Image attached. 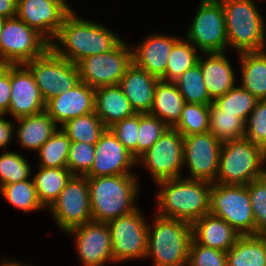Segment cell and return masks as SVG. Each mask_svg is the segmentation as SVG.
<instances>
[{
  "label": "cell",
  "mask_w": 266,
  "mask_h": 266,
  "mask_svg": "<svg viewBox=\"0 0 266 266\" xmlns=\"http://www.w3.org/2000/svg\"><path fill=\"white\" fill-rule=\"evenodd\" d=\"M209 213L225 220L241 236L255 235V221L246 185L212 183Z\"/></svg>",
  "instance_id": "8"
},
{
  "label": "cell",
  "mask_w": 266,
  "mask_h": 266,
  "mask_svg": "<svg viewBox=\"0 0 266 266\" xmlns=\"http://www.w3.org/2000/svg\"><path fill=\"white\" fill-rule=\"evenodd\" d=\"M72 10L64 19L56 39L50 42V49L59 57L77 64L80 60L114 49L123 39L117 37L100 23L77 18ZM66 50V51H65Z\"/></svg>",
  "instance_id": "1"
},
{
  "label": "cell",
  "mask_w": 266,
  "mask_h": 266,
  "mask_svg": "<svg viewBox=\"0 0 266 266\" xmlns=\"http://www.w3.org/2000/svg\"><path fill=\"white\" fill-rule=\"evenodd\" d=\"M71 142H84L95 145L107 127L95 112L67 121L61 127Z\"/></svg>",
  "instance_id": "31"
},
{
  "label": "cell",
  "mask_w": 266,
  "mask_h": 266,
  "mask_svg": "<svg viewBox=\"0 0 266 266\" xmlns=\"http://www.w3.org/2000/svg\"><path fill=\"white\" fill-rule=\"evenodd\" d=\"M226 253L227 266H266V235L240 236Z\"/></svg>",
  "instance_id": "29"
},
{
  "label": "cell",
  "mask_w": 266,
  "mask_h": 266,
  "mask_svg": "<svg viewBox=\"0 0 266 266\" xmlns=\"http://www.w3.org/2000/svg\"><path fill=\"white\" fill-rule=\"evenodd\" d=\"M159 79L132 63L119 86L136 113H150Z\"/></svg>",
  "instance_id": "22"
},
{
  "label": "cell",
  "mask_w": 266,
  "mask_h": 266,
  "mask_svg": "<svg viewBox=\"0 0 266 266\" xmlns=\"http://www.w3.org/2000/svg\"><path fill=\"white\" fill-rule=\"evenodd\" d=\"M197 48L183 40H178L168 57L166 72L161 79L166 82L176 81L186 70L198 63Z\"/></svg>",
  "instance_id": "34"
},
{
  "label": "cell",
  "mask_w": 266,
  "mask_h": 266,
  "mask_svg": "<svg viewBox=\"0 0 266 266\" xmlns=\"http://www.w3.org/2000/svg\"><path fill=\"white\" fill-rule=\"evenodd\" d=\"M148 226L146 257H154L155 266H186L192 240V224L157 215Z\"/></svg>",
  "instance_id": "4"
},
{
  "label": "cell",
  "mask_w": 266,
  "mask_h": 266,
  "mask_svg": "<svg viewBox=\"0 0 266 266\" xmlns=\"http://www.w3.org/2000/svg\"><path fill=\"white\" fill-rule=\"evenodd\" d=\"M0 191L9 203L24 212L44 207L38 199L33 179L3 185Z\"/></svg>",
  "instance_id": "38"
},
{
  "label": "cell",
  "mask_w": 266,
  "mask_h": 266,
  "mask_svg": "<svg viewBox=\"0 0 266 266\" xmlns=\"http://www.w3.org/2000/svg\"><path fill=\"white\" fill-rule=\"evenodd\" d=\"M49 49L50 42L17 16L5 19L0 36V65H23Z\"/></svg>",
  "instance_id": "7"
},
{
  "label": "cell",
  "mask_w": 266,
  "mask_h": 266,
  "mask_svg": "<svg viewBox=\"0 0 266 266\" xmlns=\"http://www.w3.org/2000/svg\"><path fill=\"white\" fill-rule=\"evenodd\" d=\"M184 136L174 128L167 129L157 142L137 161L145 164L157 182L181 177Z\"/></svg>",
  "instance_id": "14"
},
{
  "label": "cell",
  "mask_w": 266,
  "mask_h": 266,
  "mask_svg": "<svg viewBox=\"0 0 266 266\" xmlns=\"http://www.w3.org/2000/svg\"><path fill=\"white\" fill-rule=\"evenodd\" d=\"M0 266H25V264L23 265L22 263L19 262H13V261H8V262H3Z\"/></svg>",
  "instance_id": "49"
},
{
  "label": "cell",
  "mask_w": 266,
  "mask_h": 266,
  "mask_svg": "<svg viewBox=\"0 0 266 266\" xmlns=\"http://www.w3.org/2000/svg\"><path fill=\"white\" fill-rule=\"evenodd\" d=\"M245 122L235 114L224 113L210 104L209 132L221 142L245 137Z\"/></svg>",
  "instance_id": "32"
},
{
  "label": "cell",
  "mask_w": 266,
  "mask_h": 266,
  "mask_svg": "<svg viewBox=\"0 0 266 266\" xmlns=\"http://www.w3.org/2000/svg\"><path fill=\"white\" fill-rule=\"evenodd\" d=\"M137 162V159L107 128L95 144L94 163L85 176L102 177L131 174L128 168Z\"/></svg>",
  "instance_id": "17"
},
{
  "label": "cell",
  "mask_w": 266,
  "mask_h": 266,
  "mask_svg": "<svg viewBox=\"0 0 266 266\" xmlns=\"http://www.w3.org/2000/svg\"><path fill=\"white\" fill-rule=\"evenodd\" d=\"M95 113L107 128L136 114L119 85L95 89Z\"/></svg>",
  "instance_id": "25"
},
{
  "label": "cell",
  "mask_w": 266,
  "mask_h": 266,
  "mask_svg": "<svg viewBox=\"0 0 266 266\" xmlns=\"http://www.w3.org/2000/svg\"><path fill=\"white\" fill-rule=\"evenodd\" d=\"M16 0H0V16L11 18L16 16Z\"/></svg>",
  "instance_id": "48"
},
{
  "label": "cell",
  "mask_w": 266,
  "mask_h": 266,
  "mask_svg": "<svg viewBox=\"0 0 266 266\" xmlns=\"http://www.w3.org/2000/svg\"><path fill=\"white\" fill-rule=\"evenodd\" d=\"M24 65L32 73L45 103L80 82L77 64L57 56L51 49Z\"/></svg>",
  "instance_id": "9"
},
{
  "label": "cell",
  "mask_w": 266,
  "mask_h": 266,
  "mask_svg": "<svg viewBox=\"0 0 266 266\" xmlns=\"http://www.w3.org/2000/svg\"><path fill=\"white\" fill-rule=\"evenodd\" d=\"M246 186L255 221V235H266V175Z\"/></svg>",
  "instance_id": "41"
},
{
  "label": "cell",
  "mask_w": 266,
  "mask_h": 266,
  "mask_svg": "<svg viewBox=\"0 0 266 266\" xmlns=\"http://www.w3.org/2000/svg\"><path fill=\"white\" fill-rule=\"evenodd\" d=\"M258 99L242 87L234 86L225 95L216 98L213 103L224 113L235 114L244 122L255 107Z\"/></svg>",
  "instance_id": "37"
},
{
  "label": "cell",
  "mask_w": 266,
  "mask_h": 266,
  "mask_svg": "<svg viewBox=\"0 0 266 266\" xmlns=\"http://www.w3.org/2000/svg\"><path fill=\"white\" fill-rule=\"evenodd\" d=\"M45 111L61 126L72 118L95 112V89L80 81L45 103Z\"/></svg>",
  "instance_id": "20"
},
{
  "label": "cell",
  "mask_w": 266,
  "mask_h": 266,
  "mask_svg": "<svg viewBox=\"0 0 266 266\" xmlns=\"http://www.w3.org/2000/svg\"><path fill=\"white\" fill-rule=\"evenodd\" d=\"M178 38L163 35L148 36L132 48V61L139 68L161 80L166 72L168 57Z\"/></svg>",
  "instance_id": "21"
},
{
  "label": "cell",
  "mask_w": 266,
  "mask_h": 266,
  "mask_svg": "<svg viewBox=\"0 0 266 266\" xmlns=\"http://www.w3.org/2000/svg\"><path fill=\"white\" fill-rule=\"evenodd\" d=\"M190 43L203 53H222L226 49L225 14L219 0H201L189 32Z\"/></svg>",
  "instance_id": "11"
},
{
  "label": "cell",
  "mask_w": 266,
  "mask_h": 266,
  "mask_svg": "<svg viewBox=\"0 0 266 266\" xmlns=\"http://www.w3.org/2000/svg\"><path fill=\"white\" fill-rule=\"evenodd\" d=\"M140 212L136 209L128 215L107 222L114 261L145 258L148 225Z\"/></svg>",
  "instance_id": "13"
},
{
  "label": "cell",
  "mask_w": 266,
  "mask_h": 266,
  "mask_svg": "<svg viewBox=\"0 0 266 266\" xmlns=\"http://www.w3.org/2000/svg\"><path fill=\"white\" fill-rule=\"evenodd\" d=\"M157 184L163 188L157 195L158 215L193 224L209 214L211 182L180 177Z\"/></svg>",
  "instance_id": "2"
},
{
  "label": "cell",
  "mask_w": 266,
  "mask_h": 266,
  "mask_svg": "<svg viewBox=\"0 0 266 266\" xmlns=\"http://www.w3.org/2000/svg\"><path fill=\"white\" fill-rule=\"evenodd\" d=\"M132 175L87 177L90 209L94 222L107 223L137 209L132 203L138 194V182Z\"/></svg>",
  "instance_id": "3"
},
{
  "label": "cell",
  "mask_w": 266,
  "mask_h": 266,
  "mask_svg": "<svg viewBox=\"0 0 266 266\" xmlns=\"http://www.w3.org/2000/svg\"><path fill=\"white\" fill-rule=\"evenodd\" d=\"M4 21H5V18L0 16V36H1V30H2V26H3Z\"/></svg>",
  "instance_id": "50"
},
{
  "label": "cell",
  "mask_w": 266,
  "mask_h": 266,
  "mask_svg": "<svg viewBox=\"0 0 266 266\" xmlns=\"http://www.w3.org/2000/svg\"><path fill=\"white\" fill-rule=\"evenodd\" d=\"M71 11L64 0H18L16 5V16L49 42Z\"/></svg>",
  "instance_id": "16"
},
{
  "label": "cell",
  "mask_w": 266,
  "mask_h": 266,
  "mask_svg": "<svg viewBox=\"0 0 266 266\" xmlns=\"http://www.w3.org/2000/svg\"><path fill=\"white\" fill-rule=\"evenodd\" d=\"M39 167L40 170L33 177V181L39 201L44 207H49L73 175L67 167Z\"/></svg>",
  "instance_id": "30"
},
{
  "label": "cell",
  "mask_w": 266,
  "mask_h": 266,
  "mask_svg": "<svg viewBox=\"0 0 266 266\" xmlns=\"http://www.w3.org/2000/svg\"><path fill=\"white\" fill-rule=\"evenodd\" d=\"M14 125L10 121L4 120L0 115V148L6 147L11 140Z\"/></svg>",
  "instance_id": "47"
},
{
  "label": "cell",
  "mask_w": 266,
  "mask_h": 266,
  "mask_svg": "<svg viewBox=\"0 0 266 266\" xmlns=\"http://www.w3.org/2000/svg\"><path fill=\"white\" fill-rule=\"evenodd\" d=\"M71 140L60 129L38 149L41 167L63 168L67 167Z\"/></svg>",
  "instance_id": "36"
},
{
  "label": "cell",
  "mask_w": 266,
  "mask_h": 266,
  "mask_svg": "<svg viewBox=\"0 0 266 266\" xmlns=\"http://www.w3.org/2000/svg\"><path fill=\"white\" fill-rule=\"evenodd\" d=\"M210 104L186 103L173 127L184 137L209 132Z\"/></svg>",
  "instance_id": "33"
},
{
  "label": "cell",
  "mask_w": 266,
  "mask_h": 266,
  "mask_svg": "<svg viewBox=\"0 0 266 266\" xmlns=\"http://www.w3.org/2000/svg\"><path fill=\"white\" fill-rule=\"evenodd\" d=\"M94 158L95 145L84 142H71L67 168L72 175L85 176L91 170Z\"/></svg>",
  "instance_id": "42"
},
{
  "label": "cell",
  "mask_w": 266,
  "mask_h": 266,
  "mask_svg": "<svg viewBox=\"0 0 266 266\" xmlns=\"http://www.w3.org/2000/svg\"><path fill=\"white\" fill-rule=\"evenodd\" d=\"M266 151L245 137L222 142L217 184L247 185L265 176Z\"/></svg>",
  "instance_id": "5"
},
{
  "label": "cell",
  "mask_w": 266,
  "mask_h": 266,
  "mask_svg": "<svg viewBox=\"0 0 266 266\" xmlns=\"http://www.w3.org/2000/svg\"><path fill=\"white\" fill-rule=\"evenodd\" d=\"M222 142L210 133L184 137L183 165L189 166V179L214 183L219 169Z\"/></svg>",
  "instance_id": "15"
},
{
  "label": "cell",
  "mask_w": 266,
  "mask_h": 266,
  "mask_svg": "<svg viewBox=\"0 0 266 266\" xmlns=\"http://www.w3.org/2000/svg\"><path fill=\"white\" fill-rule=\"evenodd\" d=\"M186 102L174 82L159 80L155 87L151 115L173 128L180 120Z\"/></svg>",
  "instance_id": "26"
},
{
  "label": "cell",
  "mask_w": 266,
  "mask_h": 266,
  "mask_svg": "<svg viewBox=\"0 0 266 266\" xmlns=\"http://www.w3.org/2000/svg\"><path fill=\"white\" fill-rule=\"evenodd\" d=\"M245 121V138L266 151V100H258Z\"/></svg>",
  "instance_id": "43"
},
{
  "label": "cell",
  "mask_w": 266,
  "mask_h": 266,
  "mask_svg": "<svg viewBox=\"0 0 266 266\" xmlns=\"http://www.w3.org/2000/svg\"><path fill=\"white\" fill-rule=\"evenodd\" d=\"M241 87L258 100H266V52H241Z\"/></svg>",
  "instance_id": "28"
},
{
  "label": "cell",
  "mask_w": 266,
  "mask_h": 266,
  "mask_svg": "<svg viewBox=\"0 0 266 266\" xmlns=\"http://www.w3.org/2000/svg\"><path fill=\"white\" fill-rule=\"evenodd\" d=\"M66 233L75 234L76 247L84 266H101L107 261H114L107 223L92 221Z\"/></svg>",
  "instance_id": "18"
},
{
  "label": "cell",
  "mask_w": 266,
  "mask_h": 266,
  "mask_svg": "<svg viewBox=\"0 0 266 266\" xmlns=\"http://www.w3.org/2000/svg\"><path fill=\"white\" fill-rule=\"evenodd\" d=\"M121 41L114 49L86 57L77 63L80 81L91 88L119 85L127 68L133 63L132 48Z\"/></svg>",
  "instance_id": "10"
},
{
  "label": "cell",
  "mask_w": 266,
  "mask_h": 266,
  "mask_svg": "<svg viewBox=\"0 0 266 266\" xmlns=\"http://www.w3.org/2000/svg\"><path fill=\"white\" fill-rule=\"evenodd\" d=\"M139 113L113 124L109 129L125 148L137 159Z\"/></svg>",
  "instance_id": "45"
},
{
  "label": "cell",
  "mask_w": 266,
  "mask_h": 266,
  "mask_svg": "<svg viewBox=\"0 0 266 266\" xmlns=\"http://www.w3.org/2000/svg\"><path fill=\"white\" fill-rule=\"evenodd\" d=\"M241 235L225 220L207 214L192 224V238L200 245L227 252Z\"/></svg>",
  "instance_id": "23"
},
{
  "label": "cell",
  "mask_w": 266,
  "mask_h": 266,
  "mask_svg": "<svg viewBox=\"0 0 266 266\" xmlns=\"http://www.w3.org/2000/svg\"><path fill=\"white\" fill-rule=\"evenodd\" d=\"M10 83L11 98L7 113L18 119L45 111V102L39 88L32 73L24 64L10 65Z\"/></svg>",
  "instance_id": "19"
},
{
  "label": "cell",
  "mask_w": 266,
  "mask_h": 266,
  "mask_svg": "<svg viewBox=\"0 0 266 266\" xmlns=\"http://www.w3.org/2000/svg\"><path fill=\"white\" fill-rule=\"evenodd\" d=\"M169 128L162 120L154 115L150 113H139L137 159L152 147Z\"/></svg>",
  "instance_id": "39"
},
{
  "label": "cell",
  "mask_w": 266,
  "mask_h": 266,
  "mask_svg": "<svg viewBox=\"0 0 266 266\" xmlns=\"http://www.w3.org/2000/svg\"><path fill=\"white\" fill-rule=\"evenodd\" d=\"M11 98L10 65H0V115L7 114Z\"/></svg>",
  "instance_id": "46"
},
{
  "label": "cell",
  "mask_w": 266,
  "mask_h": 266,
  "mask_svg": "<svg viewBox=\"0 0 266 266\" xmlns=\"http://www.w3.org/2000/svg\"><path fill=\"white\" fill-rule=\"evenodd\" d=\"M207 55L209 57L206 60L199 57L198 63L209 98L214 101L235 86V74L224 52Z\"/></svg>",
  "instance_id": "24"
},
{
  "label": "cell",
  "mask_w": 266,
  "mask_h": 266,
  "mask_svg": "<svg viewBox=\"0 0 266 266\" xmlns=\"http://www.w3.org/2000/svg\"><path fill=\"white\" fill-rule=\"evenodd\" d=\"M187 266H227V253L200 245L192 238Z\"/></svg>",
  "instance_id": "44"
},
{
  "label": "cell",
  "mask_w": 266,
  "mask_h": 266,
  "mask_svg": "<svg viewBox=\"0 0 266 266\" xmlns=\"http://www.w3.org/2000/svg\"><path fill=\"white\" fill-rule=\"evenodd\" d=\"M219 1L225 14L228 43L240 53L264 50V21L253 0Z\"/></svg>",
  "instance_id": "6"
},
{
  "label": "cell",
  "mask_w": 266,
  "mask_h": 266,
  "mask_svg": "<svg viewBox=\"0 0 266 266\" xmlns=\"http://www.w3.org/2000/svg\"><path fill=\"white\" fill-rule=\"evenodd\" d=\"M30 173V164L20 154L7 151L0 155V187L29 179Z\"/></svg>",
  "instance_id": "40"
},
{
  "label": "cell",
  "mask_w": 266,
  "mask_h": 266,
  "mask_svg": "<svg viewBox=\"0 0 266 266\" xmlns=\"http://www.w3.org/2000/svg\"><path fill=\"white\" fill-rule=\"evenodd\" d=\"M18 121L17 137L22 147L37 150L56 132L57 124L46 111L24 116Z\"/></svg>",
  "instance_id": "27"
},
{
  "label": "cell",
  "mask_w": 266,
  "mask_h": 266,
  "mask_svg": "<svg viewBox=\"0 0 266 266\" xmlns=\"http://www.w3.org/2000/svg\"><path fill=\"white\" fill-rule=\"evenodd\" d=\"M186 103L211 104L199 63L174 81Z\"/></svg>",
  "instance_id": "35"
},
{
  "label": "cell",
  "mask_w": 266,
  "mask_h": 266,
  "mask_svg": "<svg viewBox=\"0 0 266 266\" xmlns=\"http://www.w3.org/2000/svg\"><path fill=\"white\" fill-rule=\"evenodd\" d=\"M49 208L56 223L65 232L92 222L87 177L73 175Z\"/></svg>",
  "instance_id": "12"
}]
</instances>
